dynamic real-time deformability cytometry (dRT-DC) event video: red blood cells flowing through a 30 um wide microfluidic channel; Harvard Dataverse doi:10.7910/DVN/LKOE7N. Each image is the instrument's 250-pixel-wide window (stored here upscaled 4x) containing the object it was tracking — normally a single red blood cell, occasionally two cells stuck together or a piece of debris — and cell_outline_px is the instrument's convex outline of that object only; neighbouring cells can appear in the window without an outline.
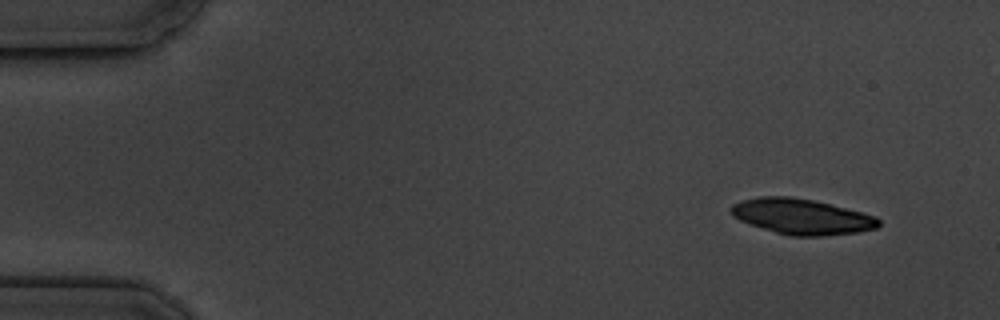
{"species": "common noctule bat (a hibernating species)", "species_latin": "Nyctalus noctula", "temperature_condition": "cold", "stored_images_in_passage": 4, "camera_frame_rate_fps": 3000, "um_per_image_px": 0.085, "animal": {"sex": "male", "body_mass_g": 19.5, "forearm_length_mm": 54.6}, "frame": {"image": 1, "passage_image": 1, "time_ms": 0.0, "image_size_px": [1000, 320], "cell_outline_px": [[880, 224], [876, 228], [860, 232], [820, 236], [792, 236], [776, 232], [740, 220], [732, 216], [732, 204], [740, 200], [760, 196], [792, 196], [812, 200], [876, 216], [880, 220]], "centroid_in_image_um": [68.15, 18.4], "position_along_channel_um": 16.9, "area_um2": 30.23}}